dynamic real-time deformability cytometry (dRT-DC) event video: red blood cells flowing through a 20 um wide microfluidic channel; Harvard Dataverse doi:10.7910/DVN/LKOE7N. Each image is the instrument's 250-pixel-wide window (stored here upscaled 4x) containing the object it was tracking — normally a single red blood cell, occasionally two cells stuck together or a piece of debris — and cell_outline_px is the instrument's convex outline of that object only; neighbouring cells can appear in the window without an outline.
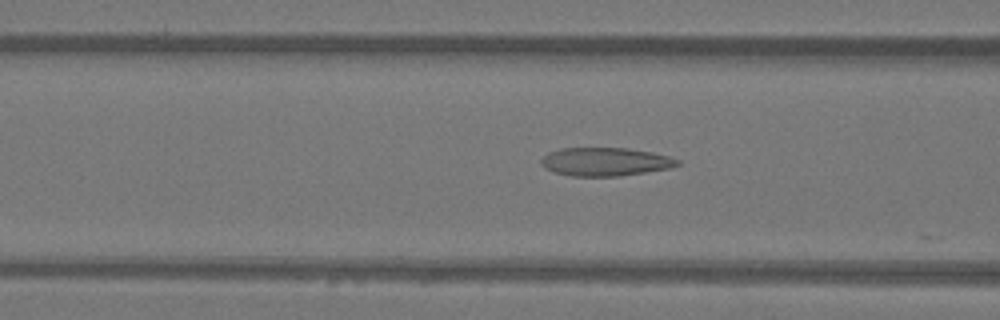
{"species": "Egyptian fruit bat (a non-hibernating species)", "species_latin": "Rousettus aegyptiacus", "temperature_condition": "warm", "stored_images_in_passage": 7, "camera_frame_rate_fps": 3000, "um_per_image_px": 0.085, "animal": {"sex": "female"}, "frame": {"image": 1, "passage_image": 5, "time_ms": 1.333, "image_size_px": [1000, 320], "cell_outline_px": [[680, 164], [672, 168], [620, 176], [572, 176], [556, 172], [544, 168], [540, 164], [540, 160], [548, 152], [560, 148], [628, 148], [652, 152], [668, 156], [680, 160]], "centroid_in_image_um": [51.46, 13.74], "position_along_channel_um": 115.1, "area_um2": 22.66}}